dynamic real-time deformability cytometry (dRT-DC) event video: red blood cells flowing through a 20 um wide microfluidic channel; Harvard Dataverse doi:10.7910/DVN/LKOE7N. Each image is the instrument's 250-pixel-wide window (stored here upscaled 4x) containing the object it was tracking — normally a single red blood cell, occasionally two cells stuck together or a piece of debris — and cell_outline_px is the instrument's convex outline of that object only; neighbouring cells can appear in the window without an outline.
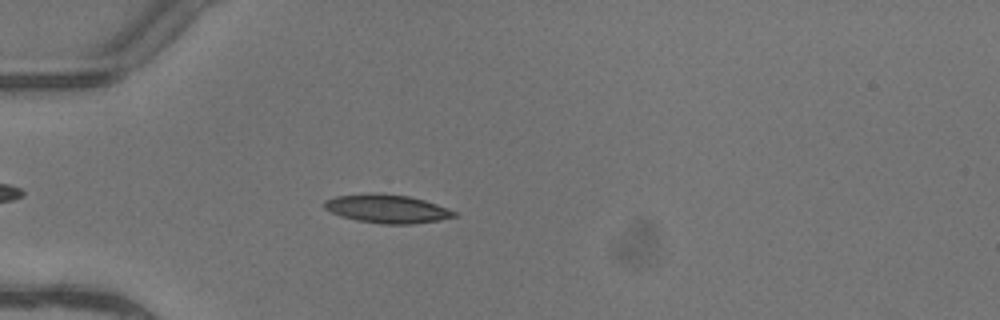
{"species": "common noctule bat (a hibernating species)", "species_latin": "Nyctalus noctula", "temperature_condition": "warm", "stored_images_in_passage": 3, "camera_frame_rate_fps": 3000, "um_per_image_px": 0.085, "animal": {"sex": "female"}, "frame": {"image": 1, "passage_image": 2, "time_ms": 0.333, "image_size_px": [1000, 320], "cell_outline_px": [[456, 216], [440, 220], [412, 224], [384, 224], [356, 220], [340, 216], [324, 208], [324, 200], [336, 196], [380, 192], [408, 196], [424, 200], [448, 208], [456, 212]], "centroid_in_image_um": [32.9, 17.74], "position_along_channel_um": 52.1, "area_um2": 21.56}}